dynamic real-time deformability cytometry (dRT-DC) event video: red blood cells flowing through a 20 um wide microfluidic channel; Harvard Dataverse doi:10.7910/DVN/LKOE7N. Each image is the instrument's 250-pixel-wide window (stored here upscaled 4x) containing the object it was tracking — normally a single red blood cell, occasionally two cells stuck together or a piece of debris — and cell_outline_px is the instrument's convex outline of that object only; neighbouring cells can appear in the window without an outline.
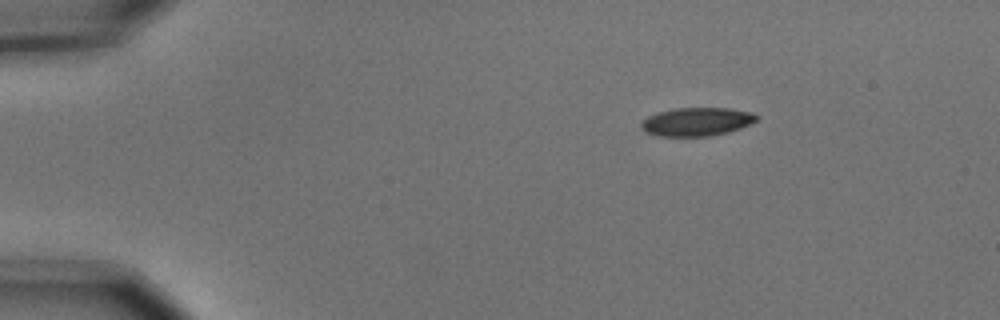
{"species": "common noctule bat (a hibernating species)", "species_latin": "Nyctalus noctula", "temperature_condition": "cold", "stored_images_in_passage": 3, "camera_frame_rate_fps": 3000, "um_per_image_px": 0.085, "animal": {"sex": "male", "body_mass_g": 15.6}, "frame": {"image": 1, "passage_image": 1, "time_ms": 0.0, "image_size_px": [1000, 320], "cell_outline_px": [[760, 116], [756, 120], [740, 128], [728, 132], [708, 136], [656, 136], [640, 128], [640, 124], [648, 116], [660, 112], [676, 108], [728, 108], [752, 112]], "centroid_in_image_um": [59.23, 10.34], "position_along_channel_um": 25.8, "area_um2": 18.96}}